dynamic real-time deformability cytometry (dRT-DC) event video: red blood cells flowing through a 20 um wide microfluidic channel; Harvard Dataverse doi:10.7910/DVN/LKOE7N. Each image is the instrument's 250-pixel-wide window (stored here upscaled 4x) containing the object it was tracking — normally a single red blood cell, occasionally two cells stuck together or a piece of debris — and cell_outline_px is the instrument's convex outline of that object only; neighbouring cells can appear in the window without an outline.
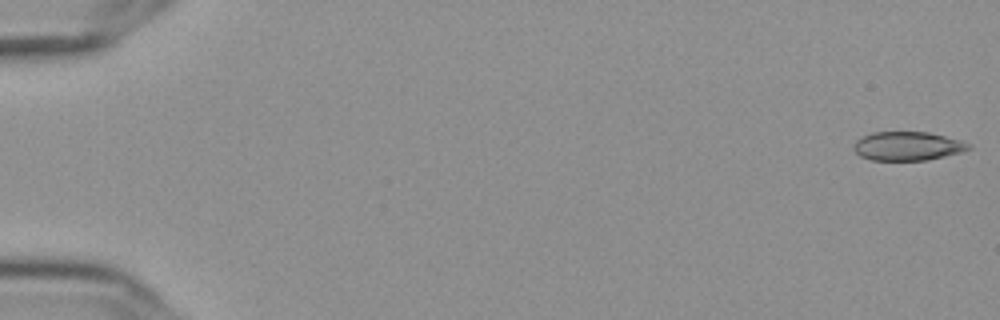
{"species": "Egyptian fruit bat (a non-hibernating species)", "species_latin": "Rousettus aegyptiacus", "temperature_condition": "cold", "stored_images_in_passage": 24, "camera_frame_rate_fps": 3000, "um_per_image_px": 0.085, "frame": {"image": 1, "passage_image": 1, "time_ms": 0.0, "image_size_px": [1000, 320], "cell_outline_px": [[972, 148], [960, 152], [928, 160], [872, 160], [860, 156], [852, 148], [856, 140], [872, 132], [928, 132], [960, 140], [968, 144]], "centroid_in_image_um": [77.11, 12.42], "position_along_channel_um": 7.9, "area_um2": 19.13}}
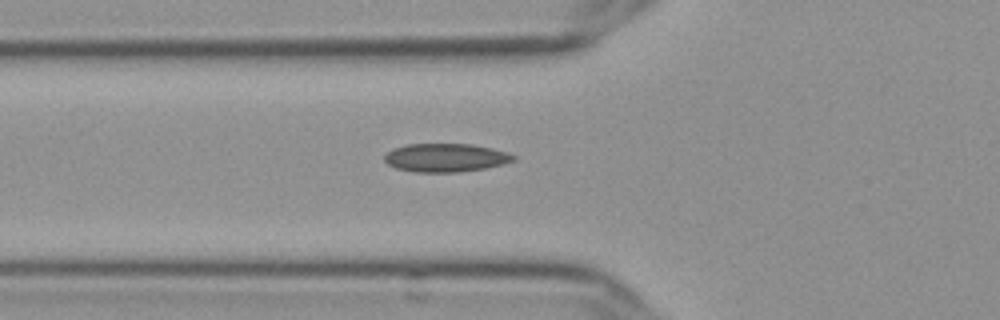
{"frame": {"image": 2, "passage_image": 21, "time_ms": 6.667, "image_size_px": [1000, 320], "cell_outline_px": [[516, 160], [504, 164], [484, 168], [456, 172], [416, 172], [396, 168], [388, 164], [384, 160], [384, 156], [392, 148], [408, 144], [472, 144], [492, 148], [508, 152], [516, 156]], "centroid_in_image_um": [37.89, 13.4], "position_along_channel_um": 87.9, "area_um2": 21.39}}
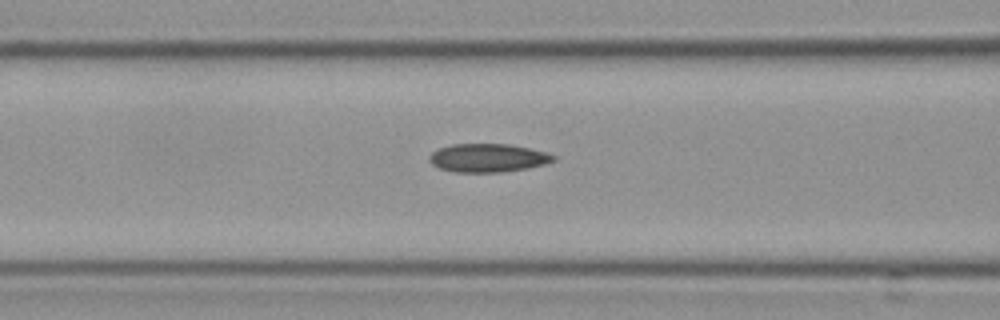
{"frame": {"image": 3, "passage_image": 24, "time_ms": 7.667, "image_size_px": [1000, 320], "cell_outline_px": [[556, 160], [544, 164], [524, 168], [500, 172], [456, 172], [440, 168], [432, 164], [428, 160], [428, 156], [432, 152], [440, 148], [452, 144], [508, 144], [548, 152], [556, 156]], "centroid_in_image_um": [41.46, 13.41], "position_along_channel_um": 125.1, "area_um2": 20.4}}